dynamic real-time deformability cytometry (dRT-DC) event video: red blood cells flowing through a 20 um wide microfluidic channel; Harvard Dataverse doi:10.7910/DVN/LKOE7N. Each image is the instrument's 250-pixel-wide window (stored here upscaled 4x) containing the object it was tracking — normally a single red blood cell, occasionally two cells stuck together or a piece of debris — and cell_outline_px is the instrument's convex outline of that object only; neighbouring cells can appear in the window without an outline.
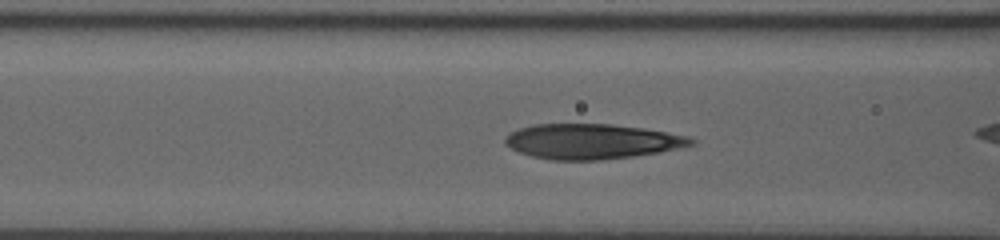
{"species": "human", "species_latin": "Homo sapiens", "temperature_condition": "room temperature", "stored_images_in_passage": 34, "camera_frame_rate_fps": 3000, "um_per_image_px": 0.085, "donor": {"sex": "male"}, "frame": {"image": 1, "passage_image": 14, "time_ms": 4.333, "image_size_px": [1000, 240], "cell_outline_px": [[696, 144], [660, 152], [632, 156], [600, 160], [552, 160], [532, 156], [520, 152], [504, 144], [504, 136], [520, 128], [536, 124], [612, 124], [644, 128], [688, 136], [696, 140]], "centroid_in_image_um": [50.32, 12.02], "position_along_channel_um": 116.3, "area_um2": 37.97}}
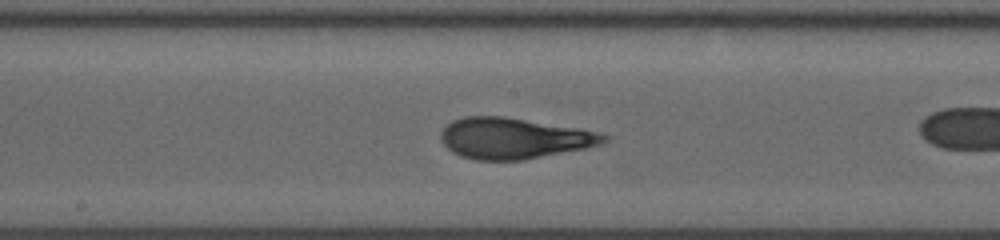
{"frame": {"image": 2, "passage_image": 20, "time_ms": 6.667, "image_size_px": [1000, 240], "cell_outline_px": [[608, 140], [604, 144], [588, 148], [524, 160], [476, 160], [460, 156], [452, 152], [440, 140], [440, 132], [452, 120], [464, 116], [504, 116], [580, 128], [600, 132], [608, 136]], "centroid_in_image_um": [43.71, 11.75], "position_along_channel_um": 204.5, "area_um2": 39.3}}
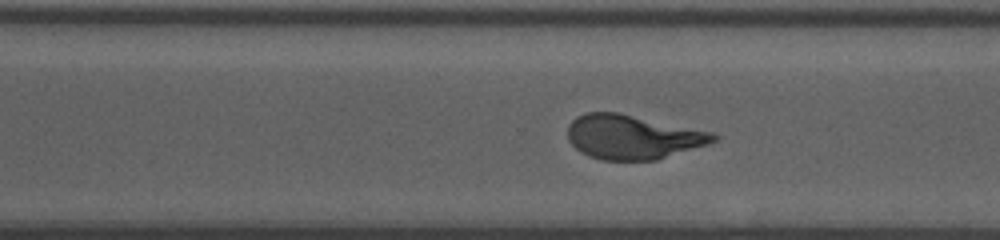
{"frame": {"image": 3, "passage_image": 29, "time_ms": 9.667, "image_size_px": [1000, 240], "cell_outline_px": [[720, 136], [716, 140], [708, 144], [656, 160], [600, 160], [588, 156], [580, 152], [568, 140], [568, 124], [576, 116], [588, 112], [616, 112], [716, 132]], "centroid_in_image_um": [53.79, 11.64], "position_along_channel_um": 316.8, "area_um2": 37.8}}